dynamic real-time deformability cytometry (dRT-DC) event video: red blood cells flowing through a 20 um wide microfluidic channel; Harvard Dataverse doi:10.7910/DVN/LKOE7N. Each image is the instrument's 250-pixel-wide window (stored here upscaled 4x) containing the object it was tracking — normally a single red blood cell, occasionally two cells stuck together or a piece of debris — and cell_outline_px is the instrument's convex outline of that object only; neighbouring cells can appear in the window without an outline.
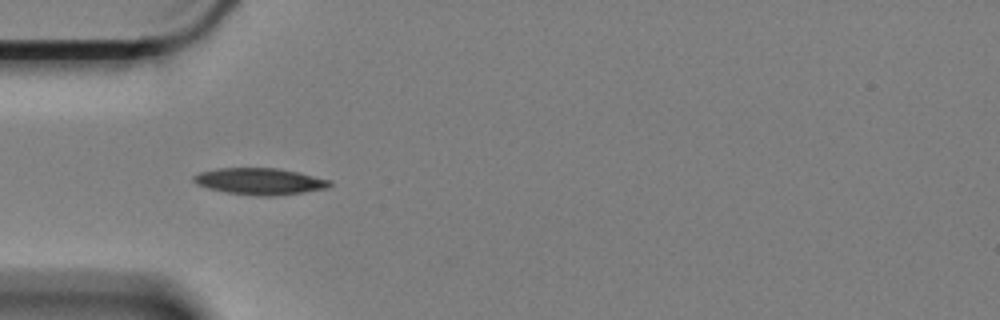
{"species": "Egyptian fruit bat (a non-hibernating species)", "species_latin": "Rousettus aegyptiacus", "temperature_condition": "cold", "stored_images_in_passage": 8, "camera_frame_rate_fps": 3000, "um_per_image_px": 0.085, "animal": {"sex": "female"}, "frame": {"image": 1, "passage_image": 1, "time_ms": 0.0, "image_size_px": [1000, 320], "cell_outline_px": [[332, 184], [328, 188], [304, 192], [272, 196], [256, 196], [228, 192], [208, 188], [196, 184], [192, 180], [192, 176], [200, 172], [220, 168], [276, 168], [296, 172], [332, 180]], "centroid_in_image_um": [22.08, 15.41], "position_along_channel_um": 62.9, "area_um2": 20.98}}
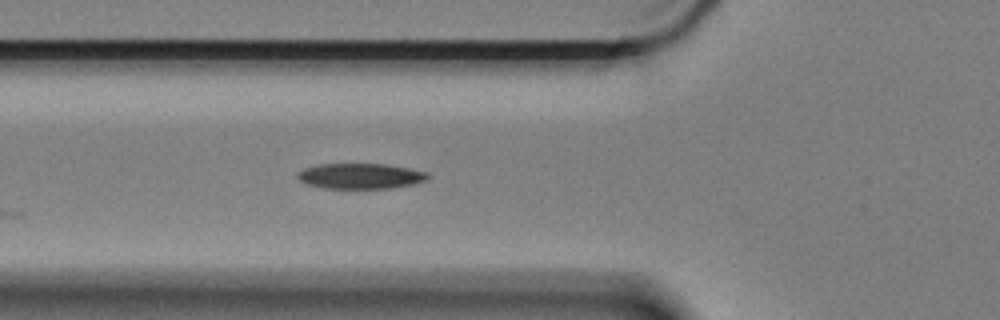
{"frame": {"image": 2, "passage_image": 4, "time_ms": 1.0, "image_size_px": [1000, 320], "cell_outline_px": [[432, 176], [424, 180], [412, 184], [388, 188], [324, 188], [308, 184], [300, 180], [296, 176], [304, 168], [316, 164], [388, 164], [428, 172]], "centroid_in_image_um": [30.65, 14.95], "position_along_channel_um": 95.2, "area_um2": 19.19}}